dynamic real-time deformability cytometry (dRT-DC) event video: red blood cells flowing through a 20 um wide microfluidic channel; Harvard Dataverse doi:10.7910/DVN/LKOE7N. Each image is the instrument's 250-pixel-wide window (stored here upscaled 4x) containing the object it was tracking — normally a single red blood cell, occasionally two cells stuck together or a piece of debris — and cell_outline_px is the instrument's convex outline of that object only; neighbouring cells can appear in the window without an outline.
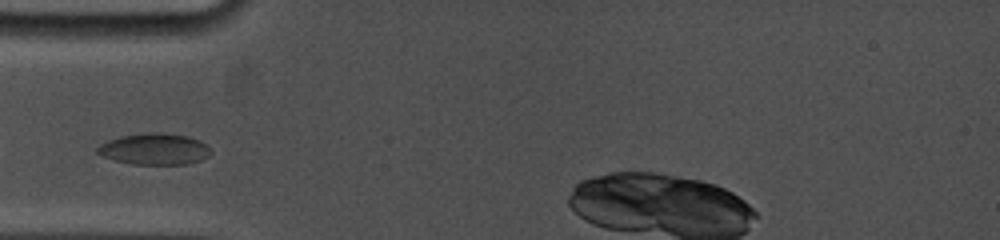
{"species": "common noctule bat (a hibernating species)", "species_latin": "Nyctalus noctula", "temperature_condition": "cold", "stored_images_in_passage": 5, "camera_frame_rate_fps": 5000, "um_per_image_px": 0.085, "animal": {"sex": "female", "body_mass_g": 19.0, "forearm_length_mm": 53.3}, "frame": {"image": 1, "passage_image": 1, "time_ms": 0.0, "image_size_px": [1000, 240], "cell_outline_px": [[212, 152], [208, 156], [200, 160], [188, 164], [132, 164], [116, 160], [104, 156], [96, 152], [96, 148], [100, 144], [108, 140], [120, 136], [148, 132], [160, 132], [188, 136], [200, 140]], "centroid_in_image_um": [13.13, 12.66], "position_along_channel_um": 71.9, "area_um2": 20.63}}